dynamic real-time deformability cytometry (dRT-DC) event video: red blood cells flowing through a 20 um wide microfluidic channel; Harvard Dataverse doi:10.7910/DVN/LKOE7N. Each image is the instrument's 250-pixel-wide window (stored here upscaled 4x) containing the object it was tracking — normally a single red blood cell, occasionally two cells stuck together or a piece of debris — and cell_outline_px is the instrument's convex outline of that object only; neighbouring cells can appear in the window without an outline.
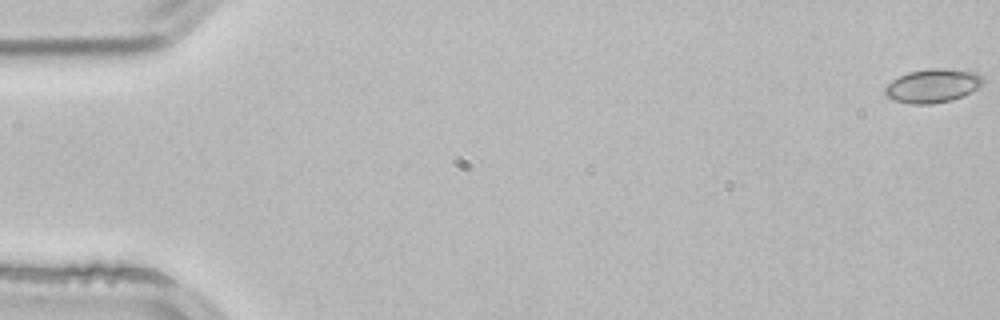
{"species": "common noctule bat (a hibernating species)", "species_latin": "Nyctalus noctula", "temperature_condition": "room temperature", "stored_images_in_passage": 53, "camera_frame_rate_fps": 3000, "um_per_image_px": 0.085, "animal": {"sex": "male", "body_mass_g": 21.5, "forearm_length_mm": 52.0}, "frame": {"image": 1, "passage_image": 1, "time_ms": 0.0, "image_size_px": [1000, 320], "cell_outline_px": [[984, 84], [952, 100], [932, 104], [908, 104], [884, 96], [884, 88], [892, 80], [908, 72], [928, 68], [968, 68], [984, 76]], "centroid_in_image_um": [79.31, 7.26], "position_along_channel_um": 5.7, "area_um2": 19.65}}
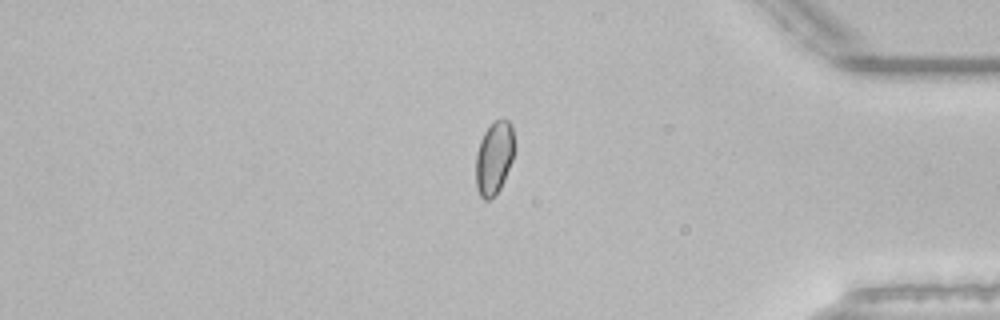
{"frame": {"image": 2, "passage_image": 45, "time_ms": 14.667, "image_size_px": [1000, 320], "cell_outline_px": [[516, 148], [512, 160], [504, 180], [500, 188], [488, 200], [484, 200], [480, 196], [476, 188], [476, 152], [480, 140], [484, 132], [496, 120], [504, 116], [512, 124]], "centroid_in_image_um": [42.02, 13.37], "position_along_channel_um": 393.2, "area_um2": 16.7}}
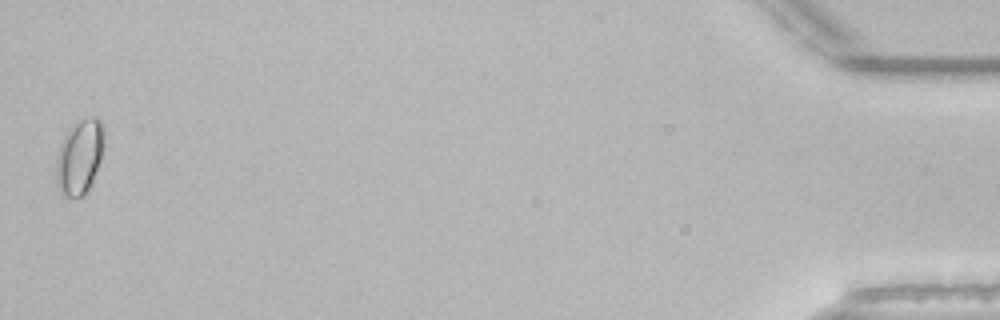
{"frame": {"image": 3, "passage_image": 53, "time_ms": 17.333, "image_size_px": [1000, 320], "cell_outline_px": [[104, 136], [100, 160], [92, 180], [84, 196], [64, 196], [60, 192], [56, 184], [56, 160], [60, 144], [68, 128], [76, 120], [92, 116], [96, 116], [104, 124]], "centroid_in_image_um": [6.75, 13.27], "position_along_channel_um": 428.5, "area_um2": 20.98}, "authors_computed_cell_mechanics": {"area_um2": 16.9932, "velocity_mm_per_s": 3.8728, "shape_relaxation_time_tau1_ms": 8.5885, "shape_relaxation_time_tau2_ms": 2.965, "deformation_change_tau1": 0.0589, "deformation_change_tau2": 0.0312}}